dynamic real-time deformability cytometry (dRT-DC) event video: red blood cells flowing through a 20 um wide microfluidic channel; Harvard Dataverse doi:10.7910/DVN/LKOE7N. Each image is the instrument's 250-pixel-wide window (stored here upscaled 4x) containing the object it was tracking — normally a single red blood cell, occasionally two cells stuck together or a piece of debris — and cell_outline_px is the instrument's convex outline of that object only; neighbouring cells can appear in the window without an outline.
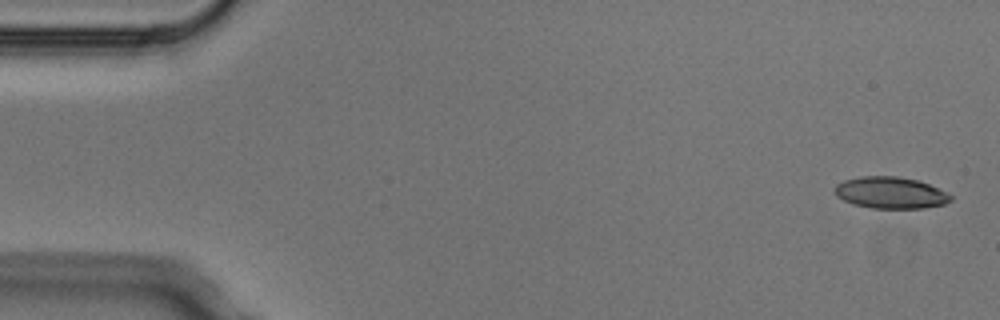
{"species": "Egyptian fruit bat (a non-hibernating species)", "species_latin": "Rousettus aegyptiacus", "temperature_condition": "cold", "stored_images_in_passage": 6, "camera_frame_rate_fps": 3000, "um_per_image_px": 0.085, "animal": {"sex": "male"}, "frame": {"image": 1, "passage_image": 1, "time_ms": 0.0, "image_size_px": [1000, 320], "cell_outline_px": [[952, 200], [944, 204], [924, 208], [872, 208], [852, 204], [836, 196], [832, 192], [832, 188], [836, 184], [844, 180], [860, 176], [896, 176], [916, 180], [928, 184], [948, 192], [952, 196]], "centroid_in_image_um": [75.65, 16.38], "position_along_channel_um": 9.3, "area_um2": 21.56}}
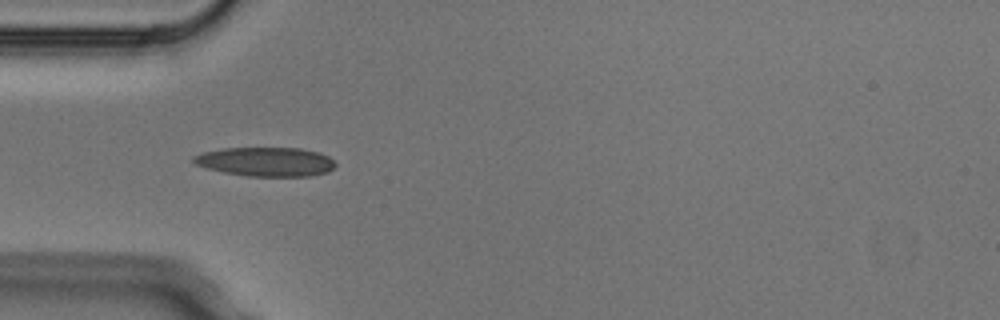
{"frame": {"image": 2, "passage_image": 5, "time_ms": 1.333, "image_size_px": [1000, 320], "cell_outline_px": [[336, 164], [328, 172], [312, 176], [248, 176], [224, 172], [208, 168], [196, 164], [192, 160], [192, 156], [204, 152], [220, 148], [300, 148], [320, 152], [328, 156]], "centroid_in_image_um": [22.61, 13.74], "position_along_channel_um": 62.4, "area_um2": 24.04}}
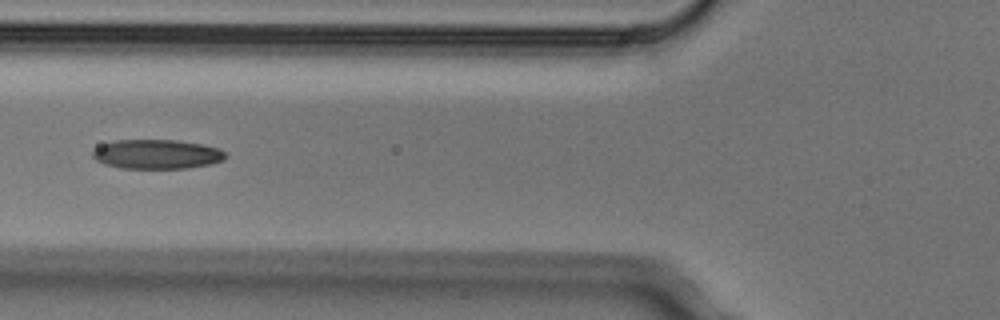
{"frame": {"image": 3, "passage_image": 6, "time_ms": 1.667, "image_size_px": [1000, 320], "cell_outline_px": [[228, 156], [224, 160], [208, 164], [188, 168], [120, 168], [104, 164], [96, 160], [92, 156], [92, 152], [100, 144], [112, 140], [176, 140], [204, 144], [220, 148]], "centroid_in_image_um": [13.32, 13.1], "position_along_channel_um": 112.5, "area_um2": 22.95}}